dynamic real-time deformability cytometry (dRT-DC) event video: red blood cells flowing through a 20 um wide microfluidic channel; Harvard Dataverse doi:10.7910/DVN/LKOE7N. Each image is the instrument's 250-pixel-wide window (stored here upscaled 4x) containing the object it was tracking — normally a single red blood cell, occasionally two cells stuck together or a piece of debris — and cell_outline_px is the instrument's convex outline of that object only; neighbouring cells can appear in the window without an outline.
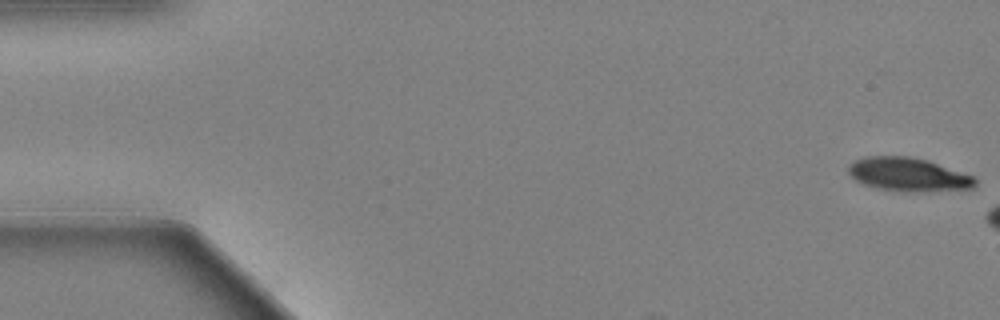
{"species": "Egyptian fruit bat (a non-hibernating species)", "species_latin": "Rousettus aegyptiacus", "temperature_condition": "warm", "stored_images_in_passage": 10, "camera_frame_rate_fps": 3000, "um_per_image_px": 0.085, "animal": {"sex": "female"}, "frame": {"image": 1, "passage_image": 1, "time_ms": 0.0, "image_size_px": [1000, 320], "cell_outline_px": [[976, 184], [972, 188], [884, 188], [864, 184], [856, 180], [848, 172], [848, 168], [856, 160], [864, 156], [908, 156], [928, 160], [972, 176], [976, 180]], "centroid_in_image_um": [77.14, 14.74], "position_along_channel_um": 7.9, "area_um2": 22.89}}